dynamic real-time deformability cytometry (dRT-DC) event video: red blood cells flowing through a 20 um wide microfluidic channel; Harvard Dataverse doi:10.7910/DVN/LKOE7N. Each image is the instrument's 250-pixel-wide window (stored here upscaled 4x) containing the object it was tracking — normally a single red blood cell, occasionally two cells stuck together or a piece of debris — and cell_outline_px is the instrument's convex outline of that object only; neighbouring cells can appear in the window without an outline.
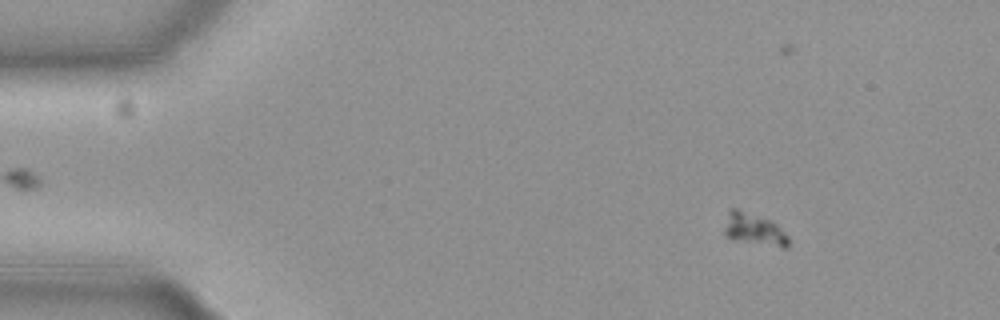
{"species": "common noctule bat (a hibernating species)", "species_latin": "Nyctalus noctula", "temperature_condition": "cold", "stored_images_in_passage": 58, "camera_frame_rate_fps": 3000, "um_per_image_px": 0.085, "animal": {"sex": "female", "body_mass_g": 19.3, "forearm_length_mm": 54.1}, "frame": {"image": 1, "passage_image": 8, "time_ms": 2.333, "image_size_px": [1000, 320], "cell_outline_px": [[788, 248], [780, 248], [736, 240], [724, 236], [724, 228], [728, 212], [732, 208], [736, 208], [768, 220], [776, 224], [788, 236]], "centroid_in_image_um": [64.09, 19.52], "position_along_channel_um": 20.9, "area_um2": 11.85}}
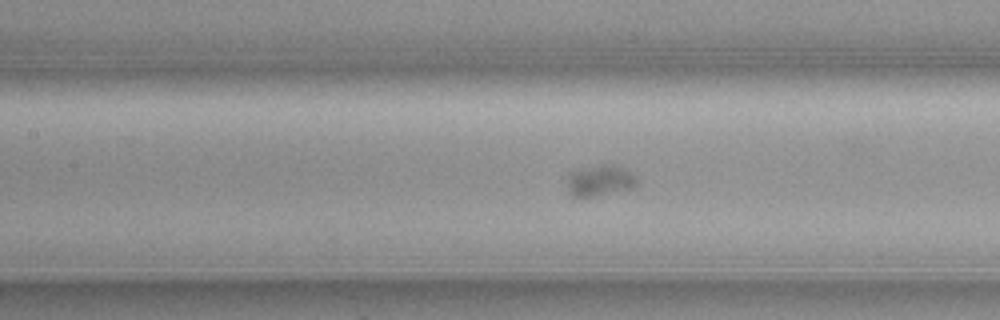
{"frame": {"image": 2, "passage_image": 26, "time_ms": 8.333, "image_size_px": [1000, 320], "cell_outline_px": [[640, 184], [632, 188], [592, 196], [572, 196], [568, 192], [568, 172], [604, 164], [612, 164], [632, 172]], "centroid_in_image_um": [51.02, 15.34], "position_along_channel_um": 156.4, "area_um2": 12.43}}
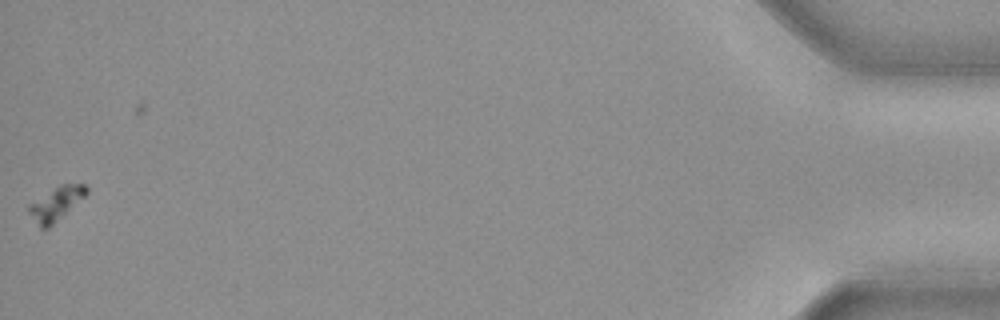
{"frame": {"image": 3, "passage_image": 57, "time_ms": 18.667, "image_size_px": [1000, 320], "cell_outline_px": [[88, 192], [84, 196], [48, 228], [40, 228], [28, 212], [28, 204], [60, 184], [84, 184], [88, 188]], "centroid_in_image_um": [4.74, 17.3], "position_along_channel_um": 430.5, "area_um2": 10.87}, "authors_computed_cell_mechanics": {"area_um2": 11.849, "velocity_mm_per_s": 3.6593, "shape_relaxation_time_tau1_ms": 2.6184, "shape_relaxation_time_tau2_ms": null, "deformation_change_tau1": 0.0521, "deformation_change_tau2": null}}